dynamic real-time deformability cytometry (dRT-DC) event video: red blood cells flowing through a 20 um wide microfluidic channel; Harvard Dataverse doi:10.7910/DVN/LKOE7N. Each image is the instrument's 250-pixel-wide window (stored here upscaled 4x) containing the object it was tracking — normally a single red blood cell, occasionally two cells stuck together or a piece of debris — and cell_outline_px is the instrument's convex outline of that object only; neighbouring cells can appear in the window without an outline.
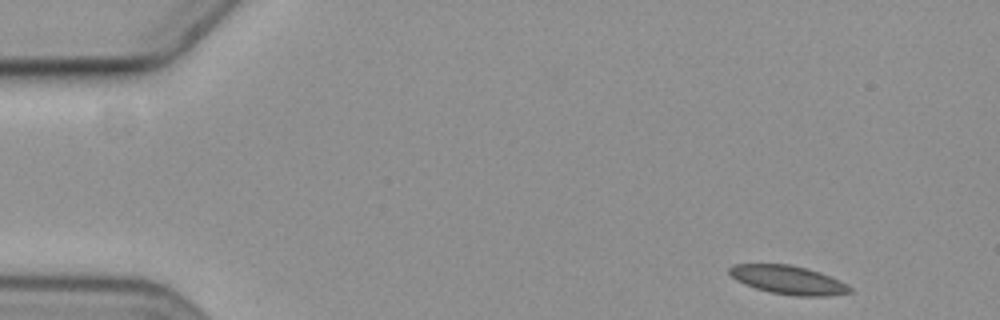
{"species": "common noctule bat (a hibernating species)", "species_latin": "Nyctalus noctula", "temperature_condition": "cold", "stored_images_in_passage": 5, "segment_of_instrument_passage": [1, 2], "camera_frame_rate_fps": 3000, "um_per_image_px": 0.085, "animal": {"sex": "female", "body_mass_g": 19.3, "forearm_length_mm": 54.1}, "frame": {"image": 1, "passage_image": 1, "time_ms": 0.0, "image_size_px": [1000, 320], "cell_outline_px": [[852, 292], [832, 296], [796, 296], [772, 292], [756, 288], [744, 284], [736, 280], [728, 272], [728, 268], [732, 264], [788, 264], [808, 268], [820, 272], [840, 280], [848, 284], [852, 288]], "centroid_in_image_um": [67.03, 23.79], "position_along_channel_um": 18.0, "area_um2": 20.23}}